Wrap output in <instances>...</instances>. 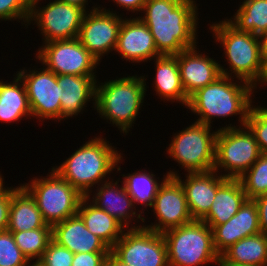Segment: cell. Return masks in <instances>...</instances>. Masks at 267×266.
Here are the masks:
<instances>
[{
	"mask_svg": "<svg viewBox=\"0 0 267 266\" xmlns=\"http://www.w3.org/2000/svg\"><path fill=\"white\" fill-rule=\"evenodd\" d=\"M142 11L138 18L150 29L161 55H177L197 46L199 13L195 0H146Z\"/></svg>",
	"mask_w": 267,
	"mask_h": 266,
	"instance_id": "obj_1",
	"label": "cell"
},
{
	"mask_svg": "<svg viewBox=\"0 0 267 266\" xmlns=\"http://www.w3.org/2000/svg\"><path fill=\"white\" fill-rule=\"evenodd\" d=\"M221 75L214 82L196 90L189 96L186 108L197 117L195 122L212 126V118H227L239 115V125L226 124L222 128L246 126L248 114L254 102L252 85L245 81ZM239 83V84H238ZM215 117V118H214Z\"/></svg>",
	"mask_w": 267,
	"mask_h": 266,
	"instance_id": "obj_2",
	"label": "cell"
},
{
	"mask_svg": "<svg viewBox=\"0 0 267 266\" xmlns=\"http://www.w3.org/2000/svg\"><path fill=\"white\" fill-rule=\"evenodd\" d=\"M101 135L87 140L59 166L52 169L76 188L83 196L103 182L110 180V173L121 171L123 154ZM107 177V178H106ZM106 178V179H105ZM97 185V186H96Z\"/></svg>",
	"mask_w": 267,
	"mask_h": 266,
	"instance_id": "obj_3",
	"label": "cell"
},
{
	"mask_svg": "<svg viewBox=\"0 0 267 266\" xmlns=\"http://www.w3.org/2000/svg\"><path fill=\"white\" fill-rule=\"evenodd\" d=\"M209 29L215 42L222 45L223 56L229 65L224 68L219 64L221 75L245 81L255 89L264 86L267 67L262 61L259 36L237 30L226 18L217 23L212 22Z\"/></svg>",
	"mask_w": 267,
	"mask_h": 266,
	"instance_id": "obj_4",
	"label": "cell"
},
{
	"mask_svg": "<svg viewBox=\"0 0 267 266\" xmlns=\"http://www.w3.org/2000/svg\"><path fill=\"white\" fill-rule=\"evenodd\" d=\"M97 82L95 106L97 115L109 121L111 126L117 127L120 133L128 135L145 100L147 91L145 75H127L109 81L107 79L103 83L99 80Z\"/></svg>",
	"mask_w": 267,
	"mask_h": 266,
	"instance_id": "obj_5",
	"label": "cell"
},
{
	"mask_svg": "<svg viewBox=\"0 0 267 266\" xmlns=\"http://www.w3.org/2000/svg\"><path fill=\"white\" fill-rule=\"evenodd\" d=\"M167 245L169 266H219L220 256L213 245L212 229L201 220L162 233Z\"/></svg>",
	"mask_w": 267,
	"mask_h": 266,
	"instance_id": "obj_6",
	"label": "cell"
},
{
	"mask_svg": "<svg viewBox=\"0 0 267 266\" xmlns=\"http://www.w3.org/2000/svg\"><path fill=\"white\" fill-rule=\"evenodd\" d=\"M50 171L21 185L35 200L46 224L53 226L76 215L84 196L53 169Z\"/></svg>",
	"mask_w": 267,
	"mask_h": 266,
	"instance_id": "obj_7",
	"label": "cell"
},
{
	"mask_svg": "<svg viewBox=\"0 0 267 266\" xmlns=\"http://www.w3.org/2000/svg\"><path fill=\"white\" fill-rule=\"evenodd\" d=\"M216 135L212 126L194 122L173 134L166 154L188 173L214 170Z\"/></svg>",
	"mask_w": 267,
	"mask_h": 266,
	"instance_id": "obj_8",
	"label": "cell"
},
{
	"mask_svg": "<svg viewBox=\"0 0 267 266\" xmlns=\"http://www.w3.org/2000/svg\"><path fill=\"white\" fill-rule=\"evenodd\" d=\"M261 155L255 136L247 126L217 129L214 170L221 176L238 179Z\"/></svg>",
	"mask_w": 267,
	"mask_h": 266,
	"instance_id": "obj_9",
	"label": "cell"
},
{
	"mask_svg": "<svg viewBox=\"0 0 267 266\" xmlns=\"http://www.w3.org/2000/svg\"><path fill=\"white\" fill-rule=\"evenodd\" d=\"M110 252L128 266H169L164 236L145 227L125 229Z\"/></svg>",
	"mask_w": 267,
	"mask_h": 266,
	"instance_id": "obj_10",
	"label": "cell"
},
{
	"mask_svg": "<svg viewBox=\"0 0 267 266\" xmlns=\"http://www.w3.org/2000/svg\"><path fill=\"white\" fill-rule=\"evenodd\" d=\"M40 1L32 0V8L27 28L36 24L43 36L42 43L55 40H70L78 38L80 27L87 11L83 8L53 0L39 7Z\"/></svg>",
	"mask_w": 267,
	"mask_h": 266,
	"instance_id": "obj_11",
	"label": "cell"
},
{
	"mask_svg": "<svg viewBox=\"0 0 267 266\" xmlns=\"http://www.w3.org/2000/svg\"><path fill=\"white\" fill-rule=\"evenodd\" d=\"M35 57L56 75H97L96 69L100 65L78 38L43 43Z\"/></svg>",
	"mask_w": 267,
	"mask_h": 266,
	"instance_id": "obj_12",
	"label": "cell"
},
{
	"mask_svg": "<svg viewBox=\"0 0 267 266\" xmlns=\"http://www.w3.org/2000/svg\"><path fill=\"white\" fill-rule=\"evenodd\" d=\"M42 67L30 70L24 67L16 73L25 85L32 117L40 121L49 119L58 122L61 121L63 88L57 83V75Z\"/></svg>",
	"mask_w": 267,
	"mask_h": 266,
	"instance_id": "obj_13",
	"label": "cell"
},
{
	"mask_svg": "<svg viewBox=\"0 0 267 266\" xmlns=\"http://www.w3.org/2000/svg\"><path fill=\"white\" fill-rule=\"evenodd\" d=\"M91 8L84 15L78 39L100 63L105 55L115 51L124 15L102 5L94 4Z\"/></svg>",
	"mask_w": 267,
	"mask_h": 266,
	"instance_id": "obj_14",
	"label": "cell"
},
{
	"mask_svg": "<svg viewBox=\"0 0 267 266\" xmlns=\"http://www.w3.org/2000/svg\"><path fill=\"white\" fill-rule=\"evenodd\" d=\"M151 211L154 212L156 220L154 224H145L143 227L158 233H163L193 221L187 206L184 190L175 177H168L161 185Z\"/></svg>",
	"mask_w": 267,
	"mask_h": 266,
	"instance_id": "obj_15",
	"label": "cell"
},
{
	"mask_svg": "<svg viewBox=\"0 0 267 266\" xmlns=\"http://www.w3.org/2000/svg\"><path fill=\"white\" fill-rule=\"evenodd\" d=\"M113 180H108L98 185L94 192L91 191L87 195L88 199L98 208L103 209L109 215L113 216L125 229L143 227L142 225L145 224L143 210L145 209L136 212L133 199L128 195L123 183L121 185L119 184L121 179ZM91 195H93L92 198ZM132 221L136 223L141 222L142 225L140 223H138L139 225L135 224Z\"/></svg>",
	"mask_w": 267,
	"mask_h": 266,
	"instance_id": "obj_16",
	"label": "cell"
},
{
	"mask_svg": "<svg viewBox=\"0 0 267 266\" xmlns=\"http://www.w3.org/2000/svg\"><path fill=\"white\" fill-rule=\"evenodd\" d=\"M167 174L181 183L193 220H201L209 212L217 189L228 179L215 170L185 173L184 180L175 170H169Z\"/></svg>",
	"mask_w": 267,
	"mask_h": 266,
	"instance_id": "obj_17",
	"label": "cell"
},
{
	"mask_svg": "<svg viewBox=\"0 0 267 266\" xmlns=\"http://www.w3.org/2000/svg\"><path fill=\"white\" fill-rule=\"evenodd\" d=\"M135 17L123 19L115 52L131 63L152 61L161 54L156 48L150 29L140 18Z\"/></svg>",
	"mask_w": 267,
	"mask_h": 266,
	"instance_id": "obj_18",
	"label": "cell"
},
{
	"mask_svg": "<svg viewBox=\"0 0 267 266\" xmlns=\"http://www.w3.org/2000/svg\"><path fill=\"white\" fill-rule=\"evenodd\" d=\"M213 245L221 256L237 241L261 232L257 205L253 199H247L238 212L226 223L213 229Z\"/></svg>",
	"mask_w": 267,
	"mask_h": 266,
	"instance_id": "obj_19",
	"label": "cell"
},
{
	"mask_svg": "<svg viewBox=\"0 0 267 266\" xmlns=\"http://www.w3.org/2000/svg\"><path fill=\"white\" fill-rule=\"evenodd\" d=\"M197 49L194 46L177 54L181 82L188 97L221 76L220 63Z\"/></svg>",
	"mask_w": 267,
	"mask_h": 266,
	"instance_id": "obj_20",
	"label": "cell"
},
{
	"mask_svg": "<svg viewBox=\"0 0 267 266\" xmlns=\"http://www.w3.org/2000/svg\"><path fill=\"white\" fill-rule=\"evenodd\" d=\"M96 75H57V83L63 88L61 104V120L78 116L87 107L88 102L93 101L96 106Z\"/></svg>",
	"mask_w": 267,
	"mask_h": 266,
	"instance_id": "obj_21",
	"label": "cell"
},
{
	"mask_svg": "<svg viewBox=\"0 0 267 266\" xmlns=\"http://www.w3.org/2000/svg\"><path fill=\"white\" fill-rule=\"evenodd\" d=\"M52 240L75 253L110 252V248L85 226L76 214L52 226Z\"/></svg>",
	"mask_w": 267,
	"mask_h": 266,
	"instance_id": "obj_22",
	"label": "cell"
},
{
	"mask_svg": "<svg viewBox=\"0 0 267 266\" xmlns=\"http://www.w3.org/2000/svg\"><path fill=\"white\" fill-rule=\"evenodd\" d=\"M155 61V78L153 82L156 96L161 101L181 103L185 107L189 97L186 95L181 82L177 55H160L153 59Z\"/></svg>",
	"mask_w": 267,
	"mask_h": 266,
	"instance_id": "obj_23",
	"label": "cell"
},
{
	"mask_svg": "<svg viewBox=\"0 0 267 266\" xmlns=\"http://www.w3.org/2000/svg\"><path fill=\"white\" fill-rule=\"evenodd\" d=\"M239 179L228 178L218 189L209 212L201 219L211 229L226 223L247 200Z\"/></svg>",
	"mask_w": 267,
	"mask_h": 266,
	"instance_id": "obj_24",
	"label": "cell"
},
{
	"mask_svg": "<svg viewBox=\"0 0 267 266\" xmlns=\"http://www.w3.org/2000/svg\"><path fill=\"white\" fill-rule=\"evenodd\" d=\"M11 187V205L7 230L24 231L37 228H52L44 221L30 193L21 185Z\"/></svg>",
	"mask_w": 267,
	"mask_h": 266,
	"instance_id": "obj_25",
	"label": "cell"
},
{
	"mask_svg": "<svg viewBox=\"0 0 267 266\" xmlns=\"http://www.w3.org/2000/svg\"><path fill=\"white\" fill-rule=\"evenodd\" d=\"M77 214L82 218L87 229L99 237L110 249L125 230L113 216L98 208L87 196L81 199Z\"/></svg>",
	"mask_w": 267,
	"mask_h": 266,
	"instance_id": "obj_26",
	"label": "cell"
},
{
	"mask_svg": "<svg viewBox=\"0 0 267 266\" xmlns=\"http://www.w3.org/2000/svg\"><path fill=\"white\" fill-rule=\"evenodd\" d=\"M13 76L12 82L0 80V123H17L32 116L25 85L17 73Z\"/></svg>",
	"mask_w": 267,
	"mask_h": 266,
	"instance_id": "obj_27",
	"label": "cell"
},
{
	"mask_svg": "<svg viewBox=\"0 0 267 266\" xmlns=\"http://www.w3.org/2000/svg\"><path fill=\"white\" fill-rule=\"evenodd\" d=\"M252 264L265 266L267 264V236L261 232L245 237L220 256L219 265Z\"/></svg>",
	"mask_w": 267,
	"mask_h": 266,
	"instance_id": "obj_28",
	"label": "cell"
},
{
	"mask_svg": "<svg viewBox=\"0 0 267 266\" xmlns=\"http://www.w3.org/2000/svg\"><path fill=\"white\" fill-rule=\"evenodd\" d=\"M163 175L160 181L159 177L153 172H148L147 170L135 171L132 173L122 174L123 183L128 195L133 199L135 208L136 205H141L144 207H152L154 204L155 197L158 193L159 188L169 177L167 173ZM158 179V180H157Z\"/></svg>",
	"mask_w": 267,
	"mask_h": 266,
	"instance_id": "obj_29",
	"label": "cell"
},
{
	"mask_svg": "<svg viewBox=\"0 0 267 266\" xmlns=\"http://www.w3.org/2000/svg\"><path fill=\"white\" fill-rule=\"evenodd\" d=\"M242 3V4H241ZM227 21L239 31L260 36L267 32V0H244Z\"/></svg>",
	"mask_w": 267,
	"mask_h": 266,
	"instance_id": "obj_30",
	"label": "cell"
},
{
	"mask_svg": "<svg viewBox=\"0 0 267 266\" xmlns=\"http://www.w3.org/2000/svg\"><path fill=\"white\" fill-rule=\"evenodd\" d=\"M10 232H12L16 245L28 260H39L52 240V228Z\"/></svg>",
	"mask_w": 267,
	"mask_h": 266,
	"instance_id": "obj_31",
	"label": "cell"
},
{
	"mask_svg": "<svg viewBox=\"0 0 267 266\" xmlns=\"http://www.w3.org/2000/svg\"><path fill=\"white\" fill-rule=\"evenodd\" d=\"M248 199L267 194V154L258 160L238 178Z\"/></svg>",
	"mask_w": 267,
	"mask_h": 266,
	"instance_id": "obj_32",
	"label": "cell"
},
{
	"mask_svg": "<svg viewBox=\"0 0 267 266\" xmlns=\"http://www.w3.org/2000/svg\"><path fill=\"white\" fill-rule=\"evenodd\" d=\"M252 104L246 126L254 134L262 154H267V107Z\"/></svg>",
	"mask_w": 267,
	"mask_h": 266,
	"instance_id": "obj_33",
	"label": "cell"
},
{
	"mask_svg": "<svg viewBox=\"0 0 267 266\" xmlns=\"http://www.w3.org/2000/svg\"><path fill=\"white\" fill-rule=\"evenodd\" d=\"M29 260L16 245L12 232H0V266H27Z\"/></svg>",
	"mask_w": 267,
	"mask_h": 266,
	"instance_id": "obj_34",
	"label": "cell"
},
{
	"mask_svg": "<svg viewBox=\"0 0 267 266\" xmlns=\"http://www.w3.org/2000/svg\"><path fill=\"white\" fill-rule=\"evenodd\" d=\"M31 8L32 0H0V20H21V24L27 27Z\"/></svg>",
	"mask_w": 267,
	"mask_h": 266,
	"instance_id": "obj_35",
	"label": "cell"
},
{
	"mask_svg": "<svg viewBox=\"0 0 267 266\" xmlns=\"http://www.w3.org/2000/svg\"><path fill=\"white\" fill-rule=\"evenodd\" d=\"M74 253L51 240L39 259L45 266H71Z\"/></svg>",
	"mask_w": 267,
	"mask_h": 266,
	"instance_id": "obj_36",
	"label": "cell"
},
{
	"mask_svg": "<svg viewBox=\"0 0 267 266\" xmlns=\"http://www.w3.org/2000/svg\"><path fill=\"white\" fill-rule=\"evenodd\" d=\"M110 252L75 253L71 266H104Z\"/></svg>",
	"mask_w": 267,
	"mask_h": 266,
	"instance_id": "obj_37",
	"label": "cell"
},
{
	"mask_svg": "<svg viewBox=\"0 0 267 266\" xmlns=\"http://www.w3.org/2000/svg\"><path fill=\"white\" fill-rule=\"evenodd\" d=\"M11 205V187H5L0 192V232L8 228Z\"/></svg>",
	"mask_w": 267,
	"mask_h": 266,
	"instance_id": "obj_38",
	"label": "cell"
},
{
	"mask_svg": "<svg viewBox=\"0 0 267 266\" xmlns=\"http://www.w3.org/2000/svg\"><path fill=\"white\" fill-rule=\"evenodd\" d=\"M257 205L259 226L262 234L267 236V194L253 199Z\"/></svg>",
	"mask_w": 267,
	"mask_h": 266,
	"instance_id": "obj_39",
	"label": "cell"
},
{
	"mask_svg": "<svg viewBox=\"0 0 267 266\" xmlns=\"http://www.w3.org/2000/svg\"><path fill=\"white\" fill-rule=\"evenodd\" d=\"M114 4L116 3L117 8L125 9L128 12L138 14V12H142L143 6L146 0H112Z\"/></svg>",
	"mask_w": 267,
	"mask_h": 266,
	"instance_id": "obj_40",
	"label": "cell"
},
{
	"mask_svg": "<svg viewBox=\"0 0 267 266\" xmlns=\"http://www.w3.org/2000/svg\"><path fill=\"white\" fill-rule=\"evenodd\" d=\"M260 39V48H261V57L264 65L267 67V32L259 36Z\"/></svg>",
	"mask_w": 267,
	"mask_h": 266,
	"instance_id": "obj_41",
	"label": "cell"
},
{
	"mask_svg": "<svg viewBox=\"0 0 267 266\" xmlns=\"http://www.w3.org/2000/svg\"><path fill=\"white\" fill-rule=\"evenodd\" d=\"M104 266H128L118 260L111 252L108 254Z\"/></svg>",
	"mask_w": 267,
	"mask_h": 266,
	"instance_id": "obj_42",
	"label": "cell"
},
{
	"mask_svg": "<svg viewBox=\"0 0 267 266\" xmlns=\"http://www.w3.org/2000/svg\"><path fill=\"white\" fill-rule=\"evenodd\" d=\"M61 2L67 3V4H71V5H75L78 7L83 8L85 11H90L89 8L86 7V5H88L89 1L88 0H60ZM87 8V9H86ZM89 9V10H88Z\"/></svg>",
	"mask_w": 267,
	"mask_h": 266,
	"instance_id": "obj_43",
	"label": "cell"
},
{
	"mask_svg": "<svg viewBox=\"0 0 267 266\" xmlns=\"http://www.w3.org/2000/svg\"><path fill=\"white\" fill-rule=\"evenodd\" d=\"M27 266H45V265L40 260H29Z\"/></svg>",
	"mask_w": 267,
	"mask_h": 266,
	"instance_id": "obj_44",
	"label": "cell"
},
{
	"mask_svg": "<svg viewBox=\"0 0 267 266\" xmlns=\"http://www.w3.org/2000/svg\"><path fill=\"white\" fill-rule=\"evenodd\" d=\"M3 180H4V176L2 177V174H1V172H0V192L5 188V186H4V182H3Z\"/></svg>",
	"mask_w": 267,
	"mask_h": 266,
	"instance_id": "obj_45",
	"label": "cell"
},
{
	"mask_svg": "<svg viewBox=\"0 0 267 266\" xmlns=\"http://www.w3.org/2000/svg\"><path fill=\"white\" fill-rule=\"evenodd\" d=\"M219 266H256L252 264H239V265H219Z\"/></svg>",
	"mask_w": 267,
	"mask_h": 266,
	"instance_id": "obj_46",
	"label": "cell"
}]
</instances>
